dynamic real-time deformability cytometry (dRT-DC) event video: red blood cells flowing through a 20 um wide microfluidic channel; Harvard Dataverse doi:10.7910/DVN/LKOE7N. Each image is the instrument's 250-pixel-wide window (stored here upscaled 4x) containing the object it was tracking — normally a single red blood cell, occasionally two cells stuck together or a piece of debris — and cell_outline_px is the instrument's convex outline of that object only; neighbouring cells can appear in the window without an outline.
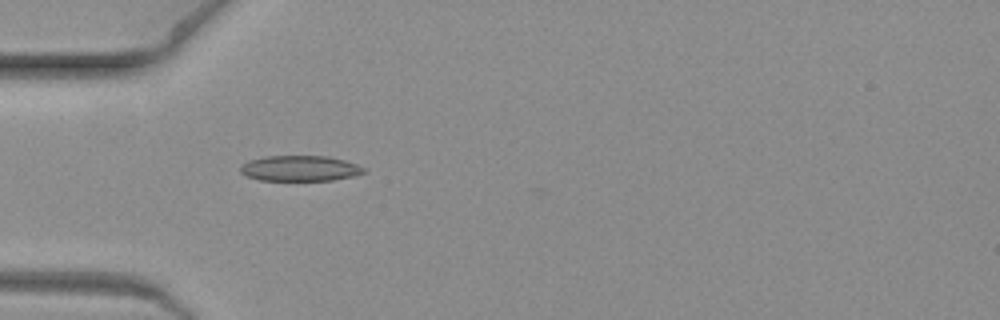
{"species": "common noctule bat (a hibernating species)", "species_latin": "Nyctalus noctula", "temperature_condition": "warm", "stored_images_in_passage": 2, "camera_frame_rate_fps": 3000, "um_per_image_px": 0.085, "animal": {"sex": "female", "body_mass_g": 19.3, "forearm_length_mm": 54.1}, "frame": {"image": 1, "passage_image": 2, "time_ms": 0.333, "image_size_px": [1000, 320], "cell_outline_px": [[368, 172], [352, 176], [332, 180], [260, 180], [248, 176], [240, 172], [240, 168], [248, 160], [264, 156], [328, 156], [344, 160], [356, 164], [364, 168]], "centroid_in_image_um": [25.51, 14.3], "position_along_channel_um": 59.5, "area_um2": 18.26}}